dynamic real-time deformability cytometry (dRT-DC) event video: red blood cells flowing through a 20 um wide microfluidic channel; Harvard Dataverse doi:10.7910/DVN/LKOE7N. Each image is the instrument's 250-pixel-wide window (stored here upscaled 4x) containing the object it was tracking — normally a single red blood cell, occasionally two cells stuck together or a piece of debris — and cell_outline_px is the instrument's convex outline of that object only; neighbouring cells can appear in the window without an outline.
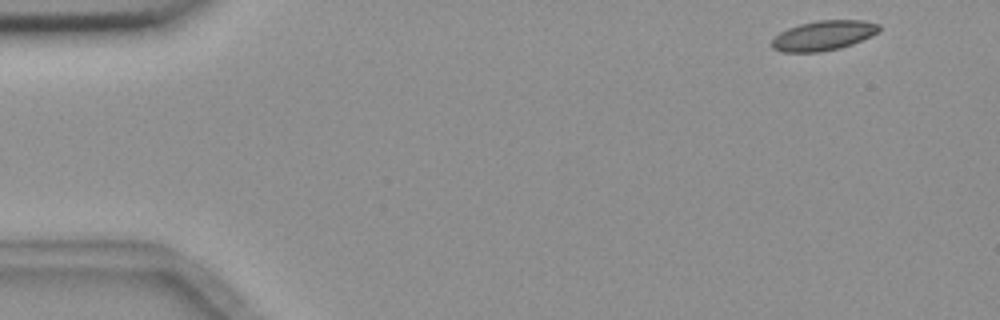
{"species": "common noctule bat (a hibernating species)", "species_latin": "Nyctalus noctula", "temperature_condition": "room temperature", "stored_images_in_passage": 4, "camera_frame_rate_fps": 3000, "um_per_image_px": 0.085, "animal": {"sex": "female", "body_mass_g": 18.4}, "frame": {"image": 1, "passage_image": 1, "time_ms": 0.0, "image_size_px": [1000, 320], "cell_outline_px": [[880, 32], [872, 36], [852, 44], [840, 48], [820, 52], [780, 52], [772, 48], [772, 40], [780, 32], [788, 28], [800, 24], [816, 20], [864, 20], [880, 24]], "centroid_in_image_um": [70.02, 3.02], "position_along_channel_um": 15.0, "area_um2": 18.79}}
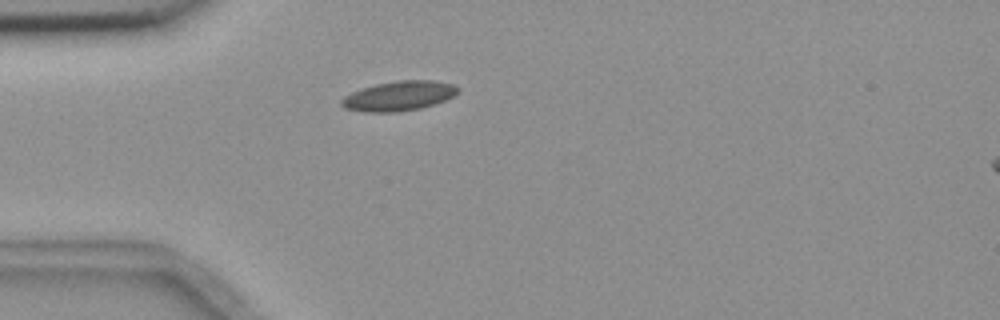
{"frame": {"image": 2, "passage_image": 4, "time_ms": 3.667, "image_size_px": [1000, 320], "cell_outline_px": [[460, 92], [444, 100], [420, 108], [396, 112], [364, 112], [344, 108], [340, 104], [340, 100], [344, 96], [360, 88], [376, 84], [396, 80], [432, 80], [452, 84], [460, 88]], "centroid_in_image_um": [33.87, 8.15], "position_along_channel_um": 51.1, "area_um2": 20.17}}